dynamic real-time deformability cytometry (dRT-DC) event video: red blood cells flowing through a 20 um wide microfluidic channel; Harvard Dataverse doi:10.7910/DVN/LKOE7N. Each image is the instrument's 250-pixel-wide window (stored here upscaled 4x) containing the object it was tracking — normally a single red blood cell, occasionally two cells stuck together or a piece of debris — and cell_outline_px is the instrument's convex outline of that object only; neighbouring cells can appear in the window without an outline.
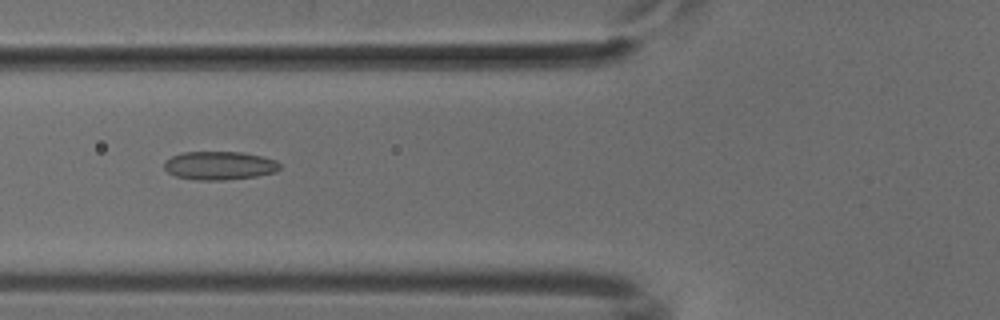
{"species": "common noctule bat (a hibernating species)", "species_latin": "Nyctalus noctula", "temperature_condition": "cold", "stored_images_in_passage": 52, "camera_frame_rate_fps": 3000, "um_per_image_px": 0.085, "animal": {"sex": "male", "body_mass_g": 18.8}, "frame": {"image": 1, "passage_image": 20, "time_ms": 6.333, "image_size_px": [1000, 320], "cell_outline_px": [[280, 168], [276, 172], [256, 176], [224, 180], [196, 180], [176, 176], [168, 172], [164, 168], [164, 160], [172, 156], [184, 152], [244, 152], [276, 160], [280, 164]], "centroid_in_image_um": [18.65, 14.07], "position_along_channel_um": 107.2, "area_um2": 19.19}}
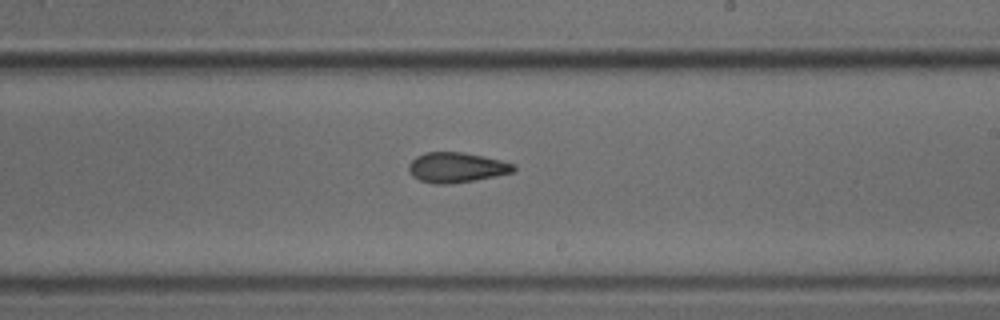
{"frame": {"image": 2, "passage_image": 31, "time_ms": 10.0, "image_size_px": [1000, 320], "cell_outline_px": [[516, 168], [512, 172], [472, 180], [448, 184], [436, 184], [420, 180], [412, 176], [408, 172], [408, 164], [416, 156], [424, 152], [464, 152], [484, 156], [516, 164]], "centroid_in_image_um": [38.76, 14.22], "position_along_channel_um": 250.2, "area_um2": 18.32}}
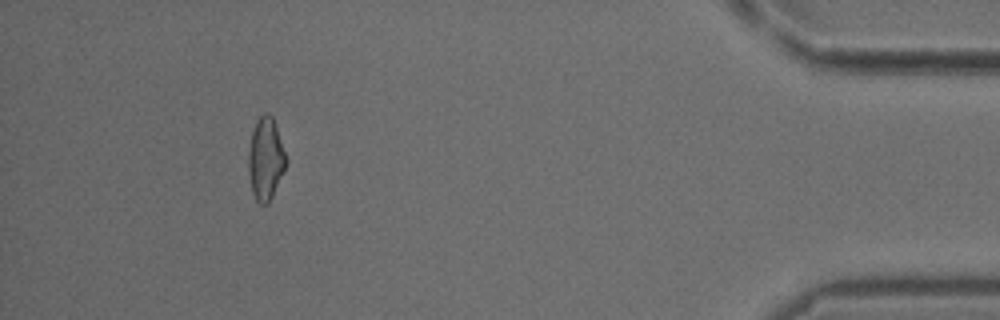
{"frame": {"image": 3, "passage_image": 48, "time_ms": 15.667, "image_size_px": [1000, 320], "cell_outline_px": [[288, 160], [272, 196], [268, 204], [260, 204], [256, 200], [252, 192], [248, 172], [248, 152], [252, 132], [256, 120], [264, 112], [268, 112], [272, 116]], "centroid_in_image_um": [22.56, 13.49], "position_along_channel_um": 412.6, "area_um2": 17.98}}